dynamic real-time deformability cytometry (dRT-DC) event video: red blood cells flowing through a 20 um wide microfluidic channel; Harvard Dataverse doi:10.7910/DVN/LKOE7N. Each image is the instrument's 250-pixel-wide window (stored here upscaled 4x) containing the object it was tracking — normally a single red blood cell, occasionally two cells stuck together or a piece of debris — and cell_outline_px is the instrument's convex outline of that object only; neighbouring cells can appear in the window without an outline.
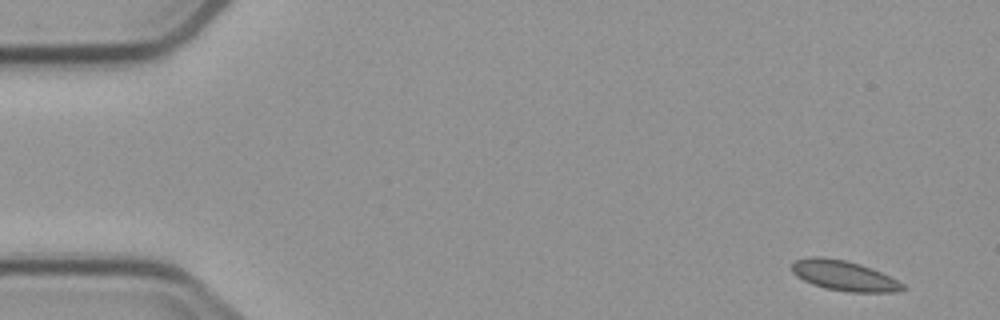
{"species": "common noctule bat (a hibernating species)", "species_latin": "Nyctalus noctula", "temperature_condition": "cold", "stored_images_in_passage": 6, "segment_of_instrument_passage": [1, 2], "camera_frame_rate_fps": 3000, "um_per_image_px": 0.085, "animal": {"sex": "male", "body_mass_g": 23.1, "forearm_length_mm": 52.7}, "frame": {"image": 1, "passage_image": 1, "time_ms": 0.0, "image_size_px": [1000, 320], "cell_outline_px": [[908, 288], [896, 292], [848, 292], [824, 288], [812, 284], [796, 276], [792, 272], [792, 264], [796, 260], [808, 256], [824, 256], [844, 260], [860, 264], [880, 272], [904, 284]], "centroid_in_image_um": [71.72, 23.43], "position_along_channel_um": 13.3, "area_um2": 19.48}}
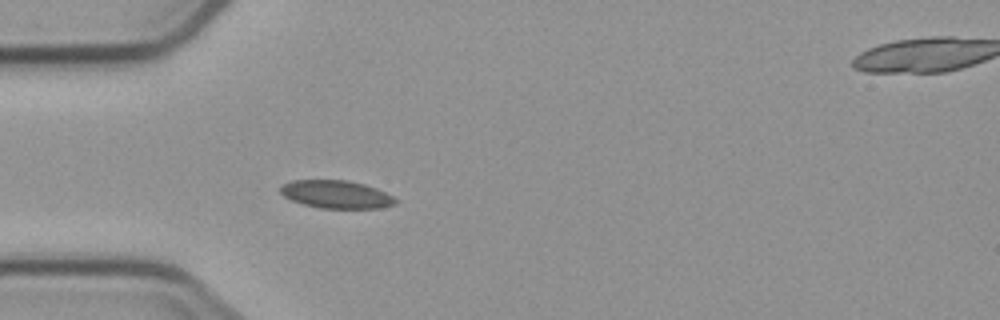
{"frame": {"image": 2, "passage_image": 5, "time_ms": 4.333, "image_size_px": [1000, 320], "cell_outline_px": [[396, 204], [380, 208], [320, 208], [304, 204], [292, 200], [284, 196], [280, 192], [280, 184], [292, 180], [348, 180], [364, 184], [376, 188], [392, 196], [396, 200]], "centroid_in_image_um": [28.55, 16.51], "position_along_channel_um": 56.4, "area_um2": 18.67}}